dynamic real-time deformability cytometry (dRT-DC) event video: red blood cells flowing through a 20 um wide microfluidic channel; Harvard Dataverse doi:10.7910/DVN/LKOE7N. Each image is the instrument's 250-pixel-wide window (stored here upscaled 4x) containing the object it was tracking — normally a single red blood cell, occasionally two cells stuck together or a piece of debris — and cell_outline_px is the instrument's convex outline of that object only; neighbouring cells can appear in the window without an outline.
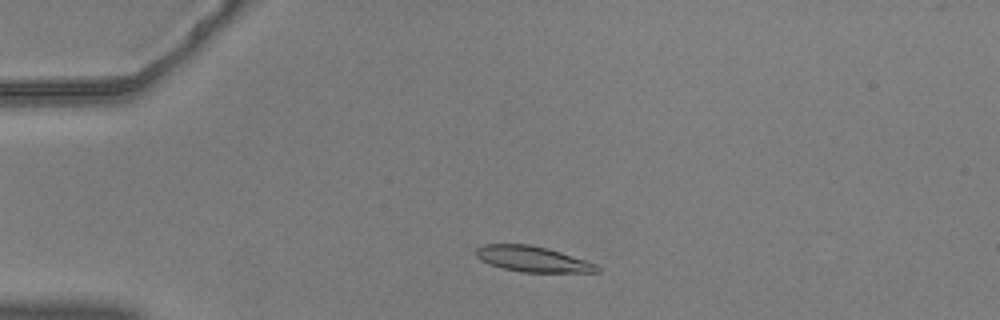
{"species": "common noctule bat (a hibernating species)", "species_latin": "Nyctalus noctula", "temperature_condition": "warm", "stored_images_in_passage": 47, "camera_frame_rate_fps": 3000, "um_per_image_px": 0.085, "animal": {"sex": "male", "body_mass_g": 20.5, "forearm_length_mm": 52.5}, "frame": {"image": 1, "passage_image": 5, "time_ms": 1.333, "image_size_px": [1000, 320], "cell_outline_px": [[600, 272], [520, 272], [504, 268], [480, 260], [476, 256], [476, 248], [484, 244], [532, 244], [548, 248], [596, 264], [600, 268]], "centroid_in_image_um": [45.26, 22.01], "position_along_channel_um": 39.7, "area_um2": 17.92}}
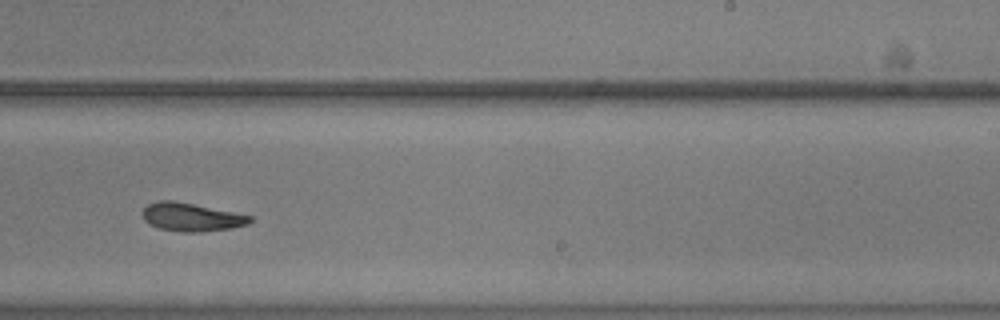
{"frame": {"image": 2, "passage_image": 27, "time_ms": 8.667, "image_size_px": [1000, 320], "cell_outline_px": [[252, 220], [248, 224], [232, 228], [200, 232], [180, 232], [156, 228], [148, 224], [144, 220], [144, 208], [148, 204], [156, 200], [172, 200], [252, 216]], "centroid_in_image_um": [16.23, 18.46], "position_along_channel_um": 272.8, "area_um2": 17.63}}
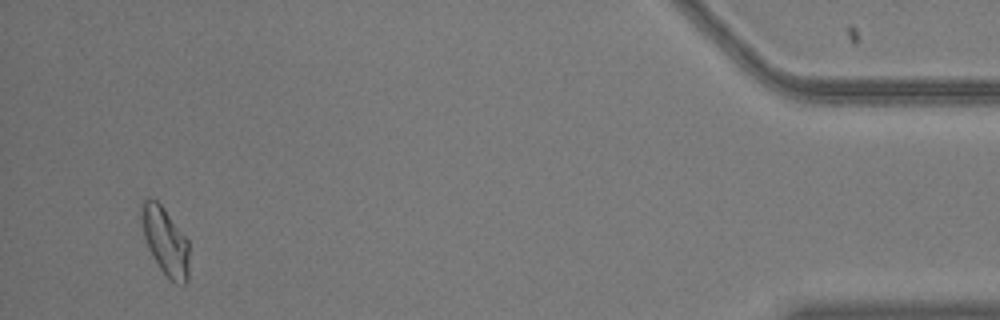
{"frame": {"image": 3, "passage_image": 45, "time_ms": 14.667, "image_size_px": [1000, 320], "cell_outline_px": [[188, 284], [176, 284], [168, 280], [160, 268], [148, 248], [144, 236], [140, 216], [140, 204], [144, 200], [156, 200], [164, 208], [188, 240]], "centroid_in_image_um": [14.05, 20.54], "position_along_channel_um": 421.2, "area_um2": 18.84}, "authors_computed_cell_mechanics": {"area_um2": 17.918, "velocity_mm_per_s": 3.6633, "shape_relaxation_time_tau1_ms": 7.2043, "shape_relaxation_time_tau2_ms": null, "deformation_change_tau1": 0.2114, "deformation_change_tau2": null}}